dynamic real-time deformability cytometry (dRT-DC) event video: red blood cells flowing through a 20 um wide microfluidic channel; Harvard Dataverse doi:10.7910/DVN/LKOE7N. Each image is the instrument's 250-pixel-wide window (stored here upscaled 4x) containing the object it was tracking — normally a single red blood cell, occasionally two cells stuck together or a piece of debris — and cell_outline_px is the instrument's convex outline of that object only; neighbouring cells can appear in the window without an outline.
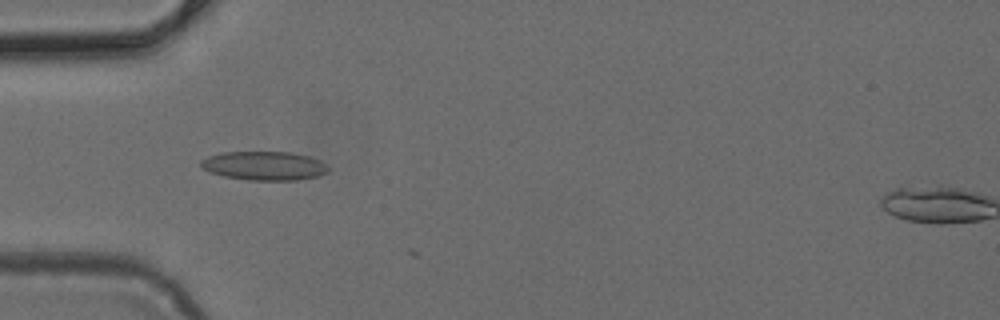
{"species": "common noctule bat (a hibernating species)", "species_latin": "Nyctalus noctula", "temperature_condition": "cold", "stored_images_in_passage": 7, "camera_frame_rate_fps": 3000, "um_per_image_px": 0.085, "animal": {"sex": "female", "body_mass_g": 24.6, "forearm_length_mm": 56.2}, "frame": {"image": 1, "passage_image": 5, "time_ms": 1.333, "image_size_px": [1000, 320], "cell_outline_px": [[332, 168], [328, 172], [316, 176], [296, 180], [248, 180], [224, 176], [208, 172], [200, 164], [200, 160], [208, 156], [220, 152], [292, 152], [308, 156], [320, 160], [328, 164]], "centroid_in_image_um": [22.48, 14.08], "position_along_channel_um": 62.5, "area_um2": 21.62}}
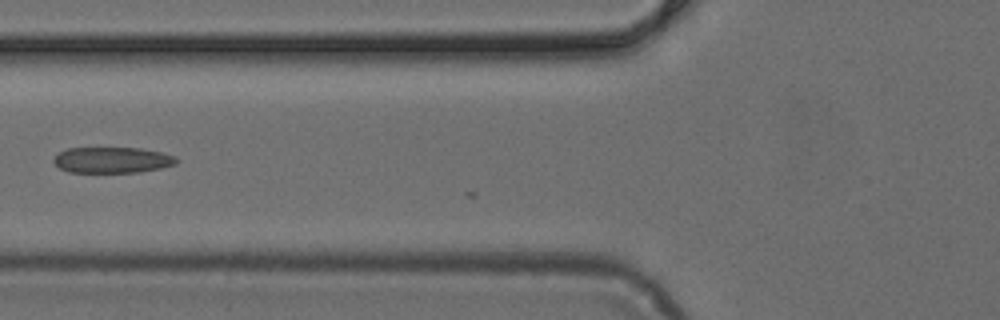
{"frame": {"image": 2, "passage_image": 6, "time_ms": 1.667, "image_size_px": [1000, 320], "cell_outline_px": [[180, 160], [176, 164], [160, 168], [140, 172], [68, 172], [60, 168], [52, 160], [60, 152], [68, 148], [140, 148], [160, 152], [176, 156]], "centroid_in_image_um": [9.57, 13.6], "position_along_channel_um": 116.2, "area_um2": 18.5}}
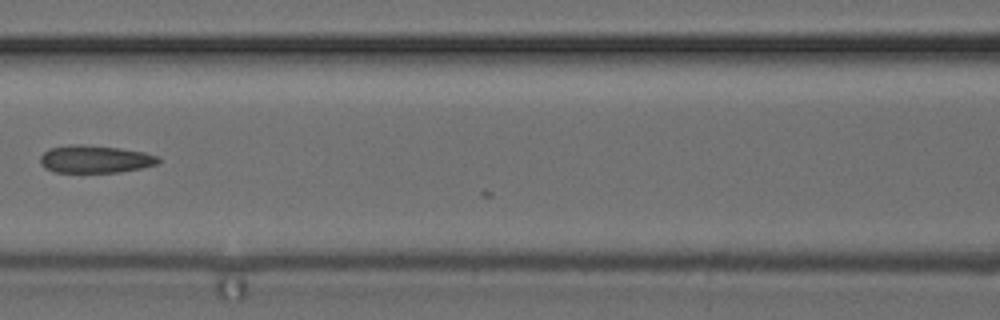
{"frame": {"image": 3, "passage_image": 7, "time_ms": 2.0, "image_size_px": [1000, 320], "cell_outline_px": [[160, 160], [156, 164], [140, 168], [120, 172], [56, 172], [44, 168], [40, 164], [40, 156], [48, 148], [68, 144], [84, 144], [120, 148], [144, 152], [160, 156]], "centroid_in_image_um": [8.05, 13.51], "position_along_channel_um": 158.5, "area_um2": 19.19}}